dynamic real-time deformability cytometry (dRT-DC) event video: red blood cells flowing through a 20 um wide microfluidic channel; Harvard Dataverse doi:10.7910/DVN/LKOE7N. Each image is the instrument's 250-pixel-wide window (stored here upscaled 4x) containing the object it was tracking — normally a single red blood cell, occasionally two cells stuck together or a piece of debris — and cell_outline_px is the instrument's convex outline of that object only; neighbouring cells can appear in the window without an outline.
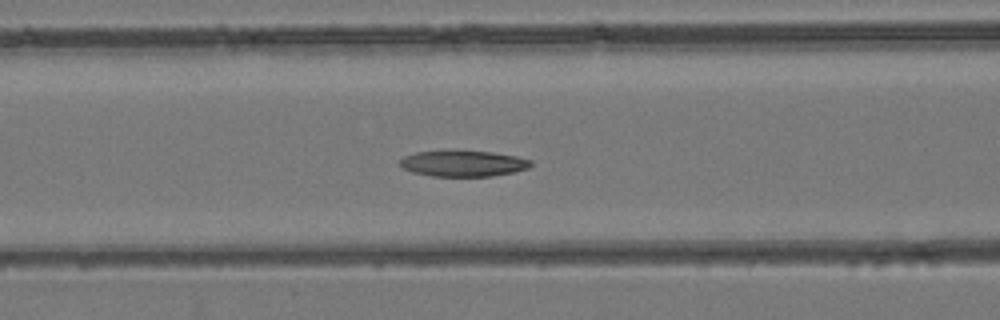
{"species": "common noctule bat (a hibernating species)", "species_latin": "Nyctalus noctula", "temperature_condition": "room temperature", "stored_images_in_passage": 42, "camera_frame_rate_fps": 3000, "um_per_image_px": 0.085, "animal": {"sex": "female", "body_mass_g": 24.6, "forearm_length_mm": 56.2}, "frame": {"image": 1, "passage_image": 13, "time_ms": 4.0, "image_size_px": [1000, 320], "cell_outline_px": [[532, 164], [528, 168], [512, 172], [492, 176], [432, 176], [412, 172], [404, 168], [400, 164], [400, 160], [404, 156], [416, 152], [452, 148], [492, 152], [516, 156], [532, 160]], "centroid_in_image_um": [39.34, 13.85], "position_along_channel_um": 127.3, "area_um2": 20.4}}
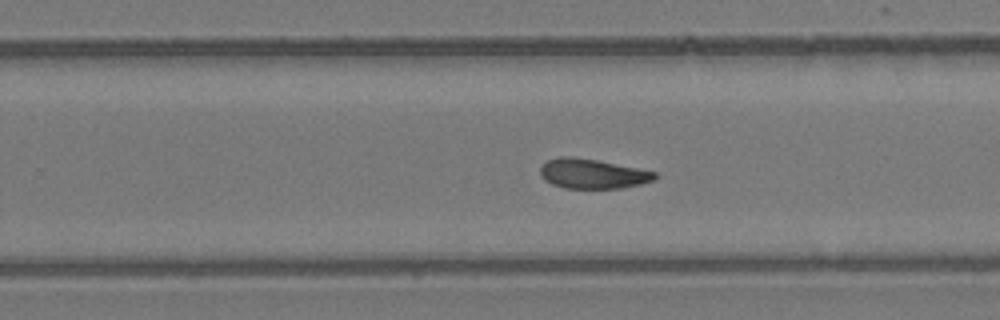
{"frame": {"image": 2, "passage_image": 24, "time_ms": 7.667, "image_size_px": [1000, 320], "cell_outline_px": [[656, 176], [652, 180], [640, 184], [620, 188], [564, 188], [552, 184], [544, 180], [540, 176], [540, 164], [548, 160], [560, 156], [572, 156], [596, 160], [656, 172]], "centroid_in_image_um": [50.28, 14.76], "position_along_channel_um": 279.5, "area_um2": 19.71}}
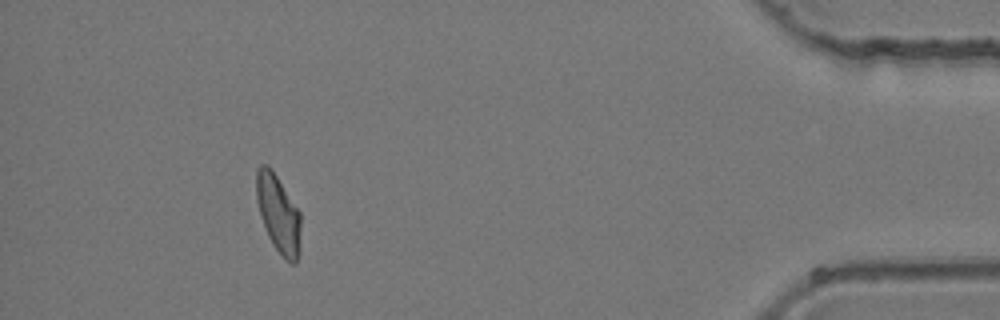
{"frame": {"image": 3, "passage_image": 38, "time_ms": 12.333, "image_size_px": [1000, 320], "cell_outline_px": [[300, 252], [296, 264], [292, 264], [272, 244], [268, 236], [260, 216], [256, 200], [256, 168], [260, 164], [268, 164], [272, 168], [300, 212]], "centroid_in_image_um": [23.65, 18.13], "position_along_channel_um": 411.6, "area_um2": 20.29}}